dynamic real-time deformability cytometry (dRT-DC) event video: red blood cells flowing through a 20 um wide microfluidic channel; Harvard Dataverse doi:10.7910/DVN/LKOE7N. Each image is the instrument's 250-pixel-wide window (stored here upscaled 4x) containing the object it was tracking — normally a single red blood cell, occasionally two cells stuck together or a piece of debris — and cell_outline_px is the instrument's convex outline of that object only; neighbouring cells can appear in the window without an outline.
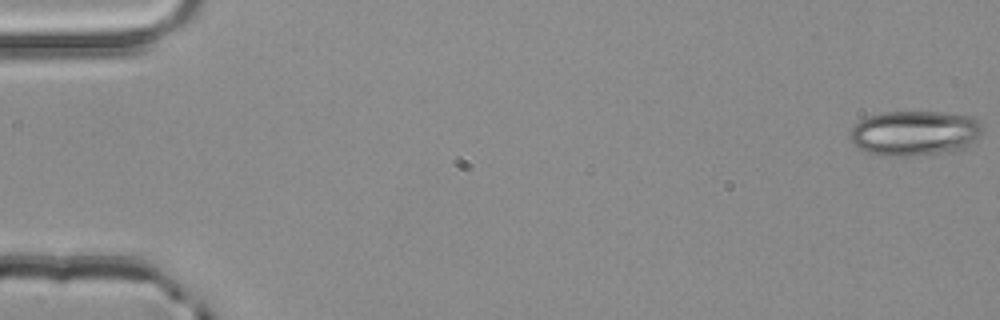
{"species": "common noctule bat (a hibernating species)", "species_latin": "Nyctalus noctula", "temperature_condition": "room temperature", "stored_images_in_passage": 4, "camera_frame_rate_fps": 3000, "um_per_image_px": 0.085, "animal": {"sex": "male", "body_mass_g": 20.4}, "frame": {"image": 1, "passage_image": 1, "time_ms": 0.0, "image_size_px": [1000, 320], "cell_outline_px": [[984, 128], [964, 148], [948, 152], [908, 156], [900, 156], [868, 152], [852, 144], [848, 136], [848, 132], [860, 120], [868, 116], [884, 112], [940, 112], [972, 116], [980, 120]], "centroid_in_image_um": [77.73, 11.3], "position_along_channel_um": 7.3, "area_um2": 34.56}}